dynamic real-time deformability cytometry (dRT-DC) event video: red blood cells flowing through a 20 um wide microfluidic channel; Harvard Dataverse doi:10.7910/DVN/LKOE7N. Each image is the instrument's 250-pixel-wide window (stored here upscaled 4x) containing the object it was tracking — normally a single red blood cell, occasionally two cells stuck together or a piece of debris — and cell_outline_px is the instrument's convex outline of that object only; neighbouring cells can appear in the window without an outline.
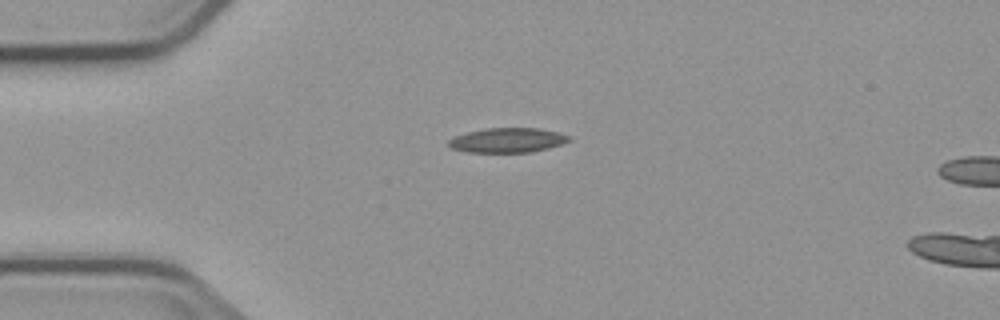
{"species": "common noctule bat (a hibernating species)", "species_latin": "Nyctalus noctula", "temperature_condition": "cold", "stored_images_in_passage": 2, "camera_frame_rate_fps": 3000, "um_per_image_px": 0.085, "animal": {"sex": "male", "body_mass_g": 23.1, "forearm_length_mm": 52.7}, "frame": {"image": 1, "passage_image": 1, "time_ms": 0.0, "image_size_px": [1000, 320], "cell_outline_px": [[572, 140], [548, 148], [532, 152], [468, 152], [452, 148], [448, 144], [448, 140], [452, 136], [484, 128], [540, 128], [560, 132], [572, 136]], "centroid_in_image_um": [43.17, 11.91], "position_along_channel_um": 41.8, "area_um2": 17.46}}